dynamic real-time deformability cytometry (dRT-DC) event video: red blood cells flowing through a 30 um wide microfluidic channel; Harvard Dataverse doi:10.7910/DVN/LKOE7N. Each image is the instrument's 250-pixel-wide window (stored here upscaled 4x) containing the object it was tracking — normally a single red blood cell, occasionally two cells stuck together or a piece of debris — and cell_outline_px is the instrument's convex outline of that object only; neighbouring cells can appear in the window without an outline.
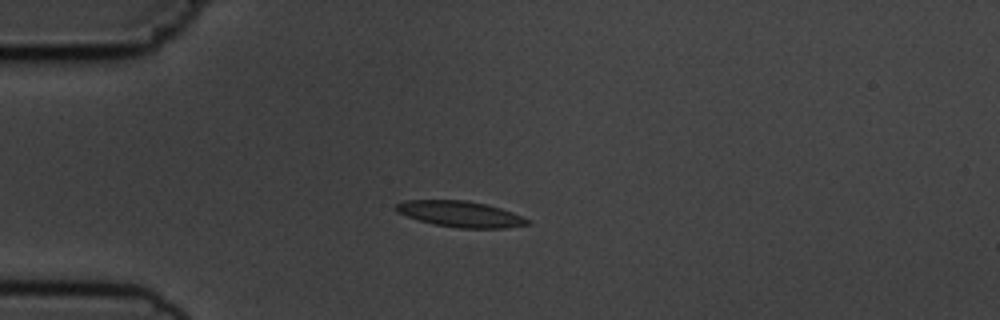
{"species": "common noctule bat (a hibernating species)", "species_latin": "Nyctalus noctula", "temperature_condition": "cold", "stored_images_in_passage": 5, "camera_frame_rate_fps": 3000, "um_per_image_px": 0.085, "animal": {"sex": "male", "body_mass_g": 19.5, "forearm_length_mm": 54.6}, "frame": {"image": 1, "passage_image": 3, "time_ms": 3.0, "image_size_px": [1000, 320], "cell_outline_px": [[532, 224], [504, 228], [460, 228], [432, 224], [396, 212], [396, 204], [404, 200], [468, 200], [488, 204], [512, 212], [532, 220]], "centroid_in_image_um": [39.18, 18.19], "position_along_channel_um": 45.8, "area_um2": 20.0}}
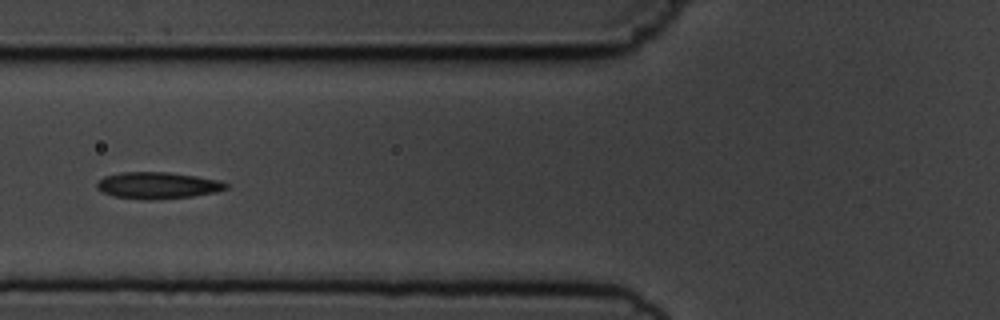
{"frame": {"image": 2, "passage_image": 5, "time_ms": 5.333, "image_size_px": [1000, 320], "cell_outline_px": [[228, 188], [216, 192], [192, 196], [152, 200], [148, 200], [112, 196], [96, 188], [96, 184], [104, 176], [120, 172], [168, 172], [196, 176], [216, 180], [228, 184]], "centroid_in_image_um": [13.37, 15.76], "position_along_channel_um": 112.4, "area_um2": 19.94}}